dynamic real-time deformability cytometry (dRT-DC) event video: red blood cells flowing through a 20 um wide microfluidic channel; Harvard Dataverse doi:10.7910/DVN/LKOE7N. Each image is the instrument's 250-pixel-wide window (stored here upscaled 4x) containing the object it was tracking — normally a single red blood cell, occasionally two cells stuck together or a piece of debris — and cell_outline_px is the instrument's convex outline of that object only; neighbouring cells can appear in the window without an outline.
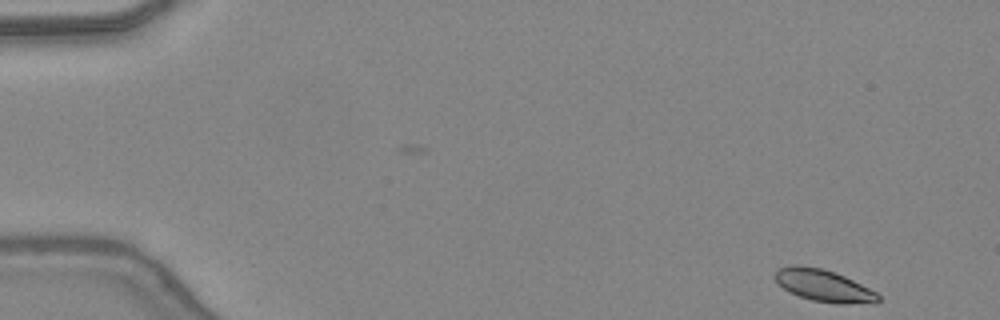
{"species": "common noctule bat (a hibernating species)", "species_latin": "Nyctalus noctula", "temperature_condition": "warm", "stored_images_in_passage": 45, "camera_frame_rate_fps": 3000, "um_per_image_px": 0.085, "animal": {"sex": "female", "body_mass_g": 24.6, "forearm_length_mm": 56.2}, "frame": {"image": 1, "passage_image": 1, "time_ms": 0.0, "image_size_px": [1000, 320], "cell_outline_px": [[880, 300], [872, 304], [836, 304], [812, 300], [800, 296], [784, 288], [772, 276], [780, 268], [792, 264], [796, 264], [820, 268], [836, 272], [876, 292], [880, 296]], "centroid_in_image_um": [70.04, 24.28], "position_along_channel_um": 15.0, "area_um2": 19.19}}
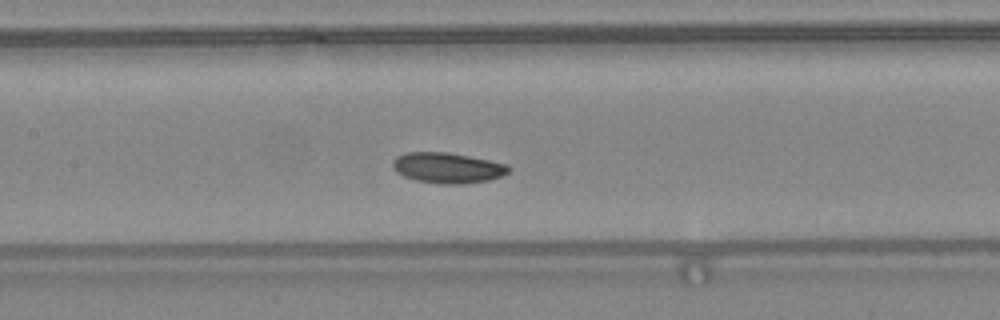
{"frame": {"image": 2, "passage_image": 21, "time_ms": 6.667, "image_size_px": [1000, 320], "cell_outline_px": [[512, 168], [504, 176], [488, 180], [460, 184], [440, 184], [416, 180], [404, 176], [396, 172], [392, 164], [392, 160], [396, 156], [408, 152], [448, 152], [508, 164]], "centroid_in_image_um": [38.05, 14.26], "position_along_channel_um": 169.4, "area_um2": 20.69}}
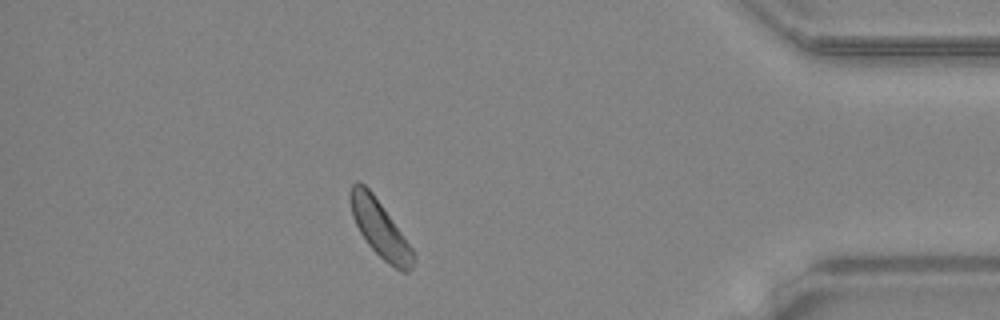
{"frame": {"image": 3, "passage_image": 40, "time_ms": 13.0, "image_size_px": [1000, 320], "cell_outline_px": [[416, 256], [412, 268], [408, 272], [400, 272], [388, 264], [368, 244], [360, 232], [352, 216], [348, 196], [352, 184], [356, 180], [360, 180], [372, 192], [412, 248]], "centroid_in_image_um": [32.28, 19.44], "position_along_channel_um": 402.9, "area_um2": 20.75}, "authors_computed_cell_mechanics": {"area_um2": 20.3456, "velocity_mm_per_s": 4.336, "shape_relaxation_time_tau1_ms": 1.1008, "shape_relaxation_time_tau2_ms": null, "deformation_change_tau1": 0.0488, "deformation_change_tau2": null}}